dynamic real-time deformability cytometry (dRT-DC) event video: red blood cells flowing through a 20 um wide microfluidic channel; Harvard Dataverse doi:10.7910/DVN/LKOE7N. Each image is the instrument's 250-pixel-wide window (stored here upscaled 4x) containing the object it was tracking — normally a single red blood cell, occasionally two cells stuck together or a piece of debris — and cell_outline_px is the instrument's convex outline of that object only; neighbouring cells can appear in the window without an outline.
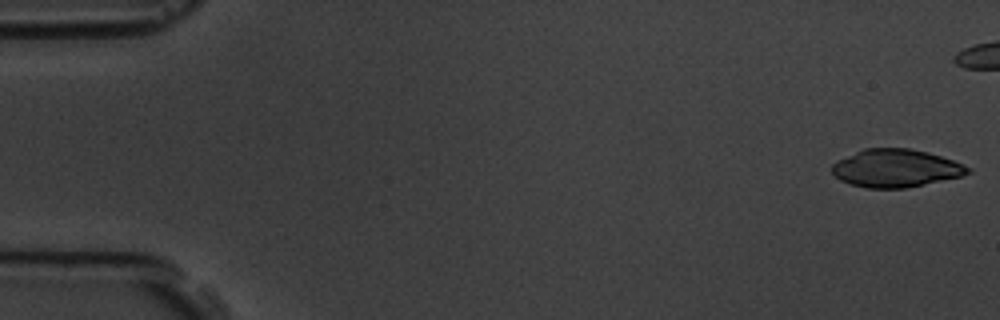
{"species": "common noctule bat (a hibernating species)", "species_latin": "Nyctalus noctula", "temperature_condition": "room temperature", "stored_images_in_passage": 8, "camera_frame_rate_fps": 3000, "um_per_image_px": 0.085, "animal": {"sex": "male", "body_mass_g": 19.5, "forearm_length_mm": 54.6}, "frame": {"image": 1, "passage_image": 1, "time_ms": 0.0, "image_size_px": [1000, 320], "cell_outline_px": [[972, 172], [960, 176], [904, 188], [868, 188], [848, 184], [840, 180], [832, 172], [832, 164], [864, 148], [908, 148], [928, 152], [952, 160], [972, 168]], "centroid_in_image_um": [76.14, 14.3], "position_along_channel_um": 8.9, "area_um2": 29.65}}
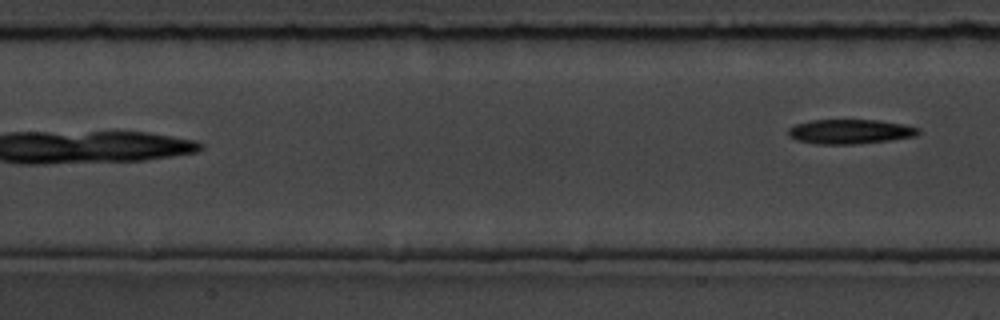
{"frame": {"image": 2, "passage_image": 8, "time_ms": 9.0, "image_size_px": [1000, 320], "cell_outline_px": [[920, 132], [916, 136], [888, 140], [856, 144], [816, 144], [796, 140], [788, 136], [788, 128], [796, 124], [812, 120], [880, 120], [904, 124], [920, 128]], "centroid_in_image_um": [72.25, 11.18], "position_along_channel_um": 135.1, "area_um2": 18.67}}